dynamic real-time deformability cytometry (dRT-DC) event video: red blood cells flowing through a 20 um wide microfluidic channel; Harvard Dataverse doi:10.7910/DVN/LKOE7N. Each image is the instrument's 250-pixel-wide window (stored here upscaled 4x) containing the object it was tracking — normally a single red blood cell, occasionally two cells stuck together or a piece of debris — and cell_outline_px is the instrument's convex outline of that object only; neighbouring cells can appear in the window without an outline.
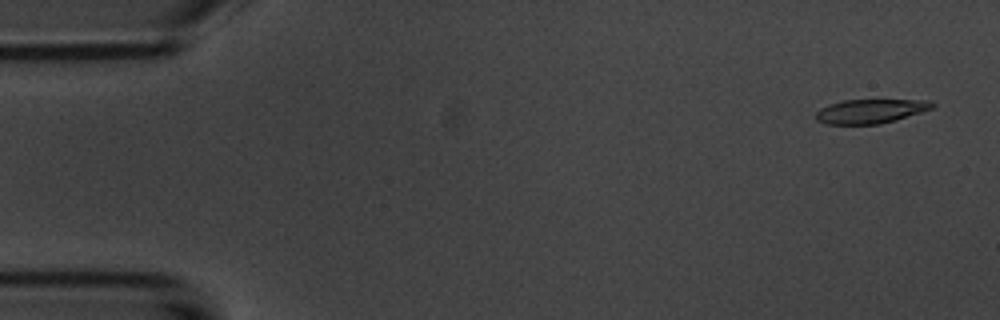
{"species": "common noctule bat (a hibernating species)", "species_latin": "Nyctalus noctula", "temperature_condition": "room temperature", "stored_images_in_passage": 5, "segment_of_instrument_passage": [1, 2], "camera_frame_rate_fps": 3000, "um_per_image_px": 0.085, "animal": {"sex": "male", "body_mass_g": 20.1, "forearm_length_mm": 53.5}, "frame": {"image": 1, "passage_image": 1, "time_ms": 0.0, "image_size_px": [1000, 320], "cell_outline_px": [[936, 104], [932, 108], [896, 120], [880, 124], [824, 124], [816, 120], [816, 112], [820, 108], [828, 104], [844, 100], [932, 100]], "centroid_in_image_um": [73.97, 9.45], "position_along_channel_um": 11.0, "area_um2": 16.42}}
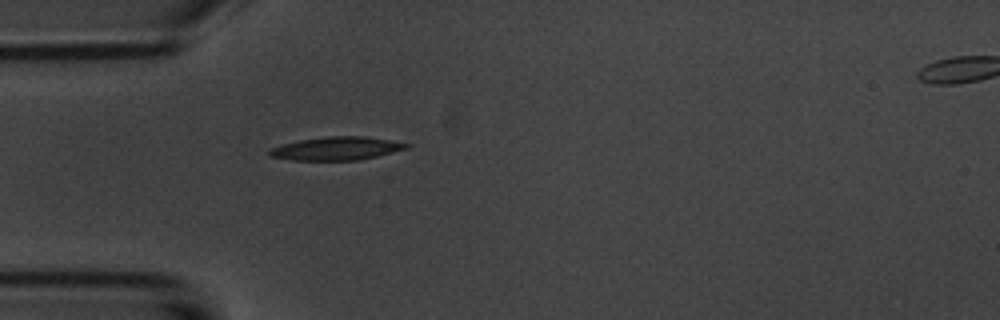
{"frame": {"image": 2, "passage_image": 4, "time_ms": 4.333, "image_size_px": [1000, 320], "cell_outline_px": [[412, 144], [408, 148], [376, 156], [356, 160], [292, 160], [268, 156], [268, 148], [300, 140], [328, 136], [364, 136]], "centroid_in_image_um": [28.57, 12.62], "position_along_channel_um": 56.4, "area_um2": 18.44}}